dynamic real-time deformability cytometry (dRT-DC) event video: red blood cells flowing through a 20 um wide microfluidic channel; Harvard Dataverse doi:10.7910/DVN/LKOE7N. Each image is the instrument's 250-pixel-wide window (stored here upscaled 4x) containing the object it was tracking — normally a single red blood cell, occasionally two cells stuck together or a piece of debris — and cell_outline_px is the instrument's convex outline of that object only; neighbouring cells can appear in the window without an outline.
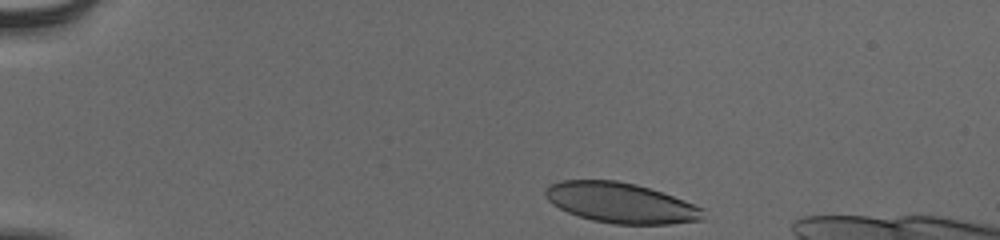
{"species": "human", "species_latin": "Homo sapiens", "temperature_condition": "cold", "stored_images_in_passage": 38, "camera_frame_rate_fps": 3000, "um_per_image_px": 0.085, "donor": {"sex": "male"}, "frame": {"image": 1, "passage_image": 1, "time_ms": 0.0, "image_size_px": [1000, 240], "cell_outline_px": [[704, 220], [668, 224], [612, 224], [592, 220], [568, 212], [552, 204], [544, 196], [544, 192], [548, 184], [560, 180], [616, 180], [636, 184], [684, 200], [704, 208]], "centroid_in_image_um": [52.75, 17.24], "position_along_channel_um": 32.2, "area_um2": 37.11}}
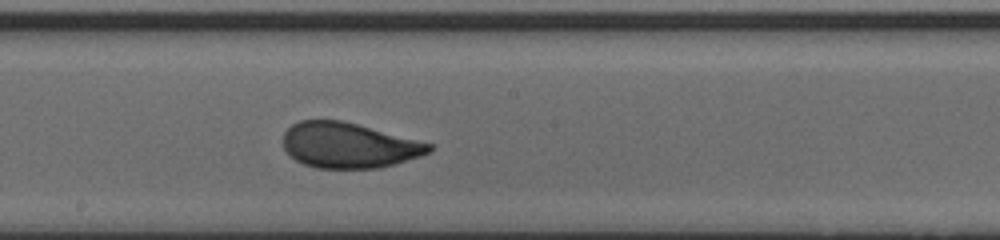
{"frame": {"image": 2, "passage_image": 22, "time_ms": 7.0, "image_size_px": [1000, 240], "cell_outline_px": [[432, 152], [420, 156], [380, 168], [316, 168], [304, 164], [296, 160], [284, 148], [284, 132], [292, 124], [300, 120], [344, 120], [432, 144]], "centroid_in_image_um": [29.64, 12.34], "position_along_channel_um": 218.6, "area_um2": 38.44}}
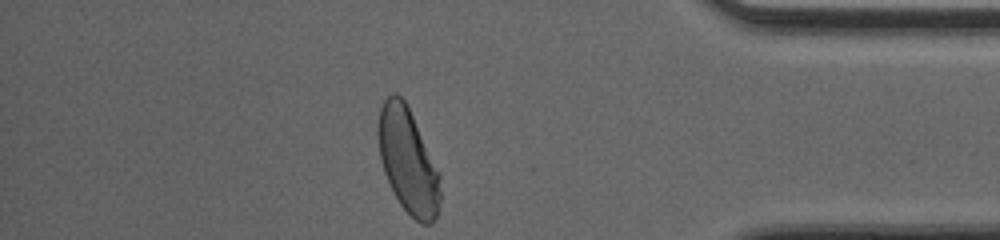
{"frame": {"image": 3, "passage_image": 38, "time_ms": 12.333, "image_size_px": [1000, 240], "cell_outline_px": [[440, 204], [436, 216], [432, 224], [420, 224], [400, 204], [384, 172], [380, 160], [376, 132], [376, 124], [380, 108], [384, 100], [392, 92], [396, 92], [404, 100], [440, 172]], "centroid_in_image_um": [34.66, 13.66], "position_along_channel_um": 400.5, "area_um2": 38.03}, "authors_computed_cell_mechanics": {"area_um2": 39.1017, "velocity_mm_per_s": 3.8693, "shape_relaxation_time_tau1_ms": 2.8605, "shape_relaxation_time_tau2_ms": null, "deformation_change_tau1": 0.1535, "deformation_change_tau2": null}}